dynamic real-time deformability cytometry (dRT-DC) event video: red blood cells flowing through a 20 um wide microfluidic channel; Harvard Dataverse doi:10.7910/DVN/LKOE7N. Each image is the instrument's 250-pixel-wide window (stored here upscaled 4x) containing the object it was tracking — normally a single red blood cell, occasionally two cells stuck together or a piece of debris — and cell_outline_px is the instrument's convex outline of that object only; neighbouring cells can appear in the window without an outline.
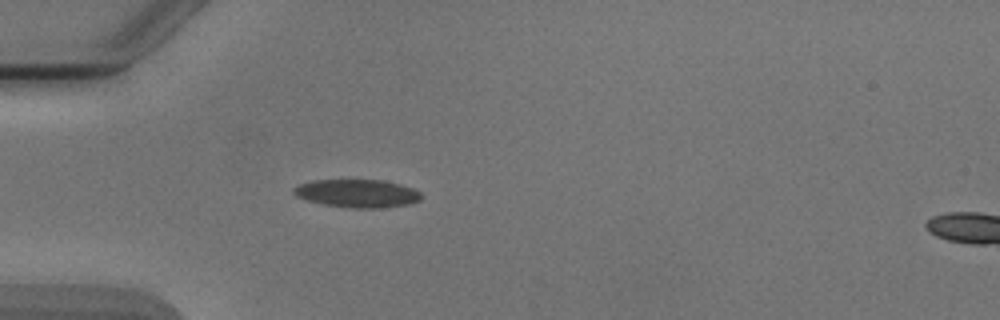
{"species": "Egyptian fruit bat (a non-hibernating species)", "species_latin": "Rousettus aegyptiacus", "temperature_condition": "cold", "stored_images_in_passage": 4, "camera_frame_rate_fps": 3000, "um_per_image_px": 0.085, "animal": {"sex": "male"}, "frame": {"image": 1, "passage_image": 4, "time_ms": 3.333, "image_size_px": [1000, 320], "cell_outline_px": [[424, 196], [420, 200], [408, 204], [380, 208], [348, 208], [324, 204], [308, 200], [296, 196], [292, 192], [292, 188], [300, 184], [312, 180], [384, 180], [400, 184], [412, 188], [420, 192]], "centroid_in_image_um": [30.38, 16.44], "position_along_channel_um": 54.6, "area_um2": 20.92}}